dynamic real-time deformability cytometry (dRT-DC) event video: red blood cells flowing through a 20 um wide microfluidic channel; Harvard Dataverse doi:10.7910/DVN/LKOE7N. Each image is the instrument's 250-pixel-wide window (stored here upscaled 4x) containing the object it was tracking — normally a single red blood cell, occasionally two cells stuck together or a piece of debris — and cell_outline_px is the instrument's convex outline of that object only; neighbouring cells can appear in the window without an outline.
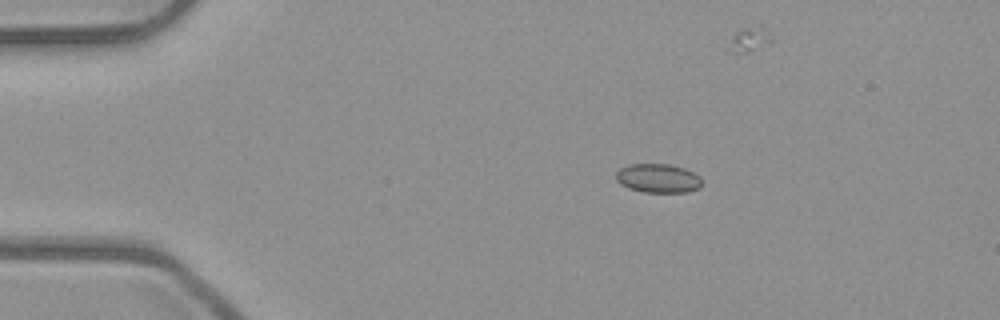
{"species": "common noctule bat (a hibernating species)", "species_latin": "Nyctalus noctula", "temperature_condition": "room temperature", "stored_images_in_passage": 48, "camera_frame_rate_fps": 3000, "um_per_image_px": 0.085, "animal": {"sex": "male", "body_mass_g": 23.1, "forearm_length_mm": 52.7}, "frame": {"image": 1, "passage_image": 5, "time_ms": 1.333, "image_size_px": [1000, 320], "cell_outline_px": [[700, 188], [688, 192], [644, 192], [628, 188], [620, 184], [616, 180], [616, 172], [620, 168], [628, 164], [668, 164], [684, 168], [700, 176]], "centroid_in_image_um": [55.91, 15.15], "position_along_channel_um": 29.1, "area_um2": 14.51}}
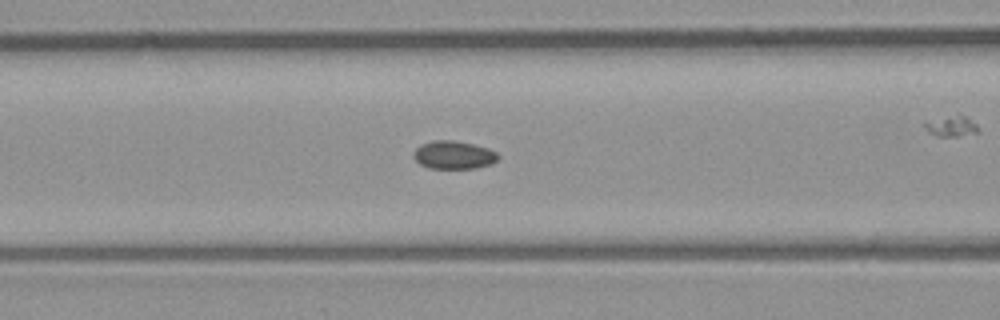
{"frame": {"image": 2, "passage_image": 17, "time_ms": 5.333, "image_size_px": [1000, 320], "cell_outline_px": [[500, 156], [492, 164], [476, 168], [428, 168], [420, 164], [412, 156], [416, 148], [420, 144], [432, 140], [452, 140], [472, 144], [488, 148], [496, 152]], "centroid_in_image_um": [38.55, 13.17], "position_along_channel_um": 128.1, "area_um2": 13.87}}
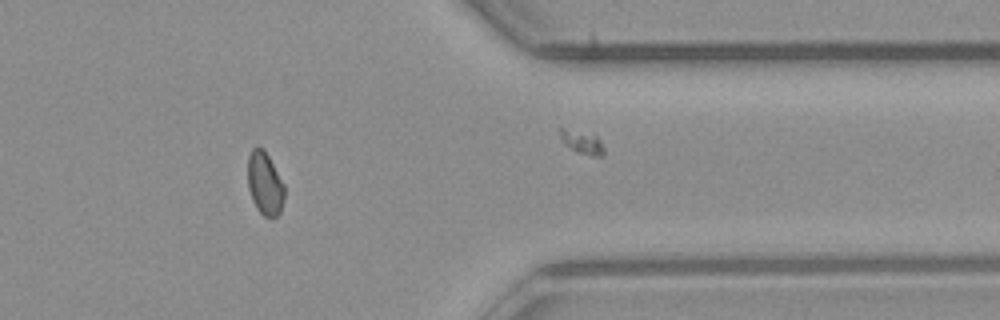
{"frame": {"image": 3, "passage_image": 38, "time_ms": 12.333, "image_size_px": [1000, 320], "cell_outline_px": [[284, 200], [280, 212], [272, 220], [264, 216], [256, 208], [252, 200], [248, 188], [248, 156], [252, 148], [264, 148], [284, 184]], "centroid_in_image_um": [22.51, 15.63], "position_along_channel_um": 388.9, "area_um2": 13.58}}